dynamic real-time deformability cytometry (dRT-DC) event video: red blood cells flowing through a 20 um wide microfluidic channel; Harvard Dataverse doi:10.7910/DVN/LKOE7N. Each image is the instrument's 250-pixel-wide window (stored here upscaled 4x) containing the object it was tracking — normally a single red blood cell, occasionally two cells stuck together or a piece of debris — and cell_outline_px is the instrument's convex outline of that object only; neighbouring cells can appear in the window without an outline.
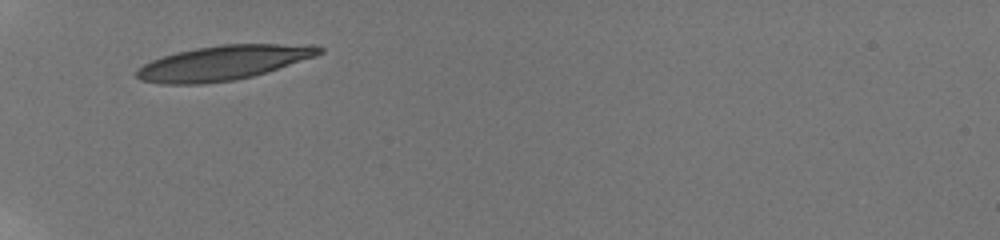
{"species": "human", "species_latin": "Homo sapiens", "temperature_condition": "room temperature", "stored_images_in_passage": 65, "camera_frame_rate_fps": 3000, "um_per_image_px": 0.085, "donor": {"sex": "male"}, "frame": {"image": 1, "passage_image": 1, "time_ms": 0.0, "image_size_px": [1000, 240], "cell_outline_px": [[324, 52], [316, 56], [252, 76], [236, 80], [204, 84], [160, 84], [140, 80], [136, 76], [136, 68], [152, 60], [176, 52], [196, 48], [220, 44], [312, 44], [324, 48]], "centroid_in_image_um": [18.97, 5.34], "position_along_channel_um": 66.0, "area_um2": 36.88}}
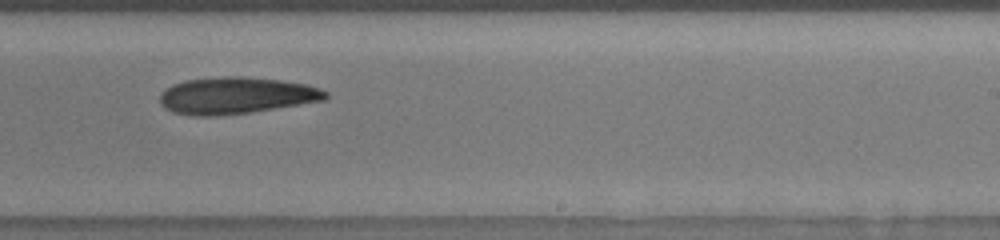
{"frame": {"image": 2, "passage_image": 33, "time_ms": 5.667, "image_size_px": [1000, 240], "cell_outline_px": [[328, 96], [324, 100], [248, 112], [216, 116], [196, 116], [172, 112], [164, 108], [160, 104], [160, 96], [172, 84], [184, 80], [220, 76], [244, 76], [280, 80], [308, 84], [320, 88], [328, 92]], "centroid_in_image_um": [20.06, 8.11], "position_along_channel_um": 268.9, "area_um2": 35.43}}
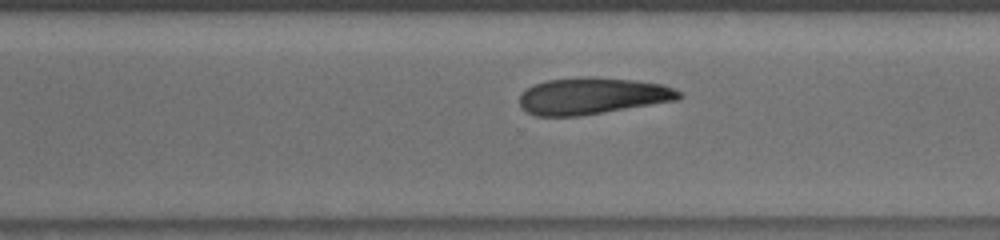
{"frame": {"image": 3, "passage_image": 41, "time_ms": 7.0, "image_size_px": [1000, 240], "cell_outline_px": [[684, 96], [680, 100], [580, 116], [536, 116], [520, 108], [520, 92], [536, 84], [548, 80], [588, 76], [636, 80], [664, 84], [680, 92]], "centroid_in_image_um": [50.38, 8.16], "position_along_channel_um": 320.2, "area_um2": 34.33}, "authors_computed_cell_mechanics": {"area_um2": 35.258, "velocity_mm_per_s": 3.8473, "shape_relaxation_time_tau1_ms": 4.8043, "shape_relaxation_time_tau2_ms": null, "deformation_change_tau1": 0.1042, "deformation_change_tau2": null}}